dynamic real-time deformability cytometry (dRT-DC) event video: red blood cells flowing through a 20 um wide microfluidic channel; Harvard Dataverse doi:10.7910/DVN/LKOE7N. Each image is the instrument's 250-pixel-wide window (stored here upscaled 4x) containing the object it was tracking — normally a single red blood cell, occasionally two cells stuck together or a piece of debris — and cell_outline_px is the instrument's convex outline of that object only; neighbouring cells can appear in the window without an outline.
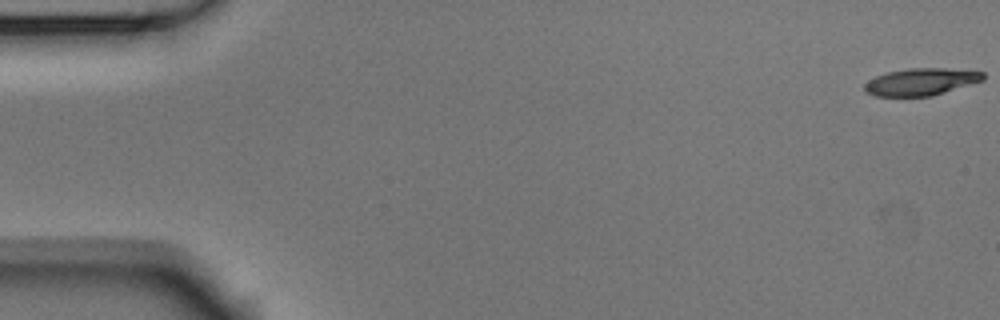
{"species": "Egyptian fruit bat (a non-hibernating species)", "species_latin": "Rousettus aegyptiacus", "temperature_condition": "room temperature", "stored_images_in_passage": 54, "camera_frame_rate_fps": 3000, "um_per_image_px": 0.085, "animal": {"sex": "male"}, "frame": {"image": 1, "passage_image": 1, "time_ms": 0.0, "image_size_px": [1000, 320], "cell_outline_px": [[984, 80], [932, 96], [876, 96], [864, 92], [864, 84], [868, 80], [876, 76], [888, 72], [908, 68], [944, 68], [984, 72]], "centroid_in_image_um": [78.26, 6.95], "position_along_channel_um": 6.7, "area_um2": 18.73}}
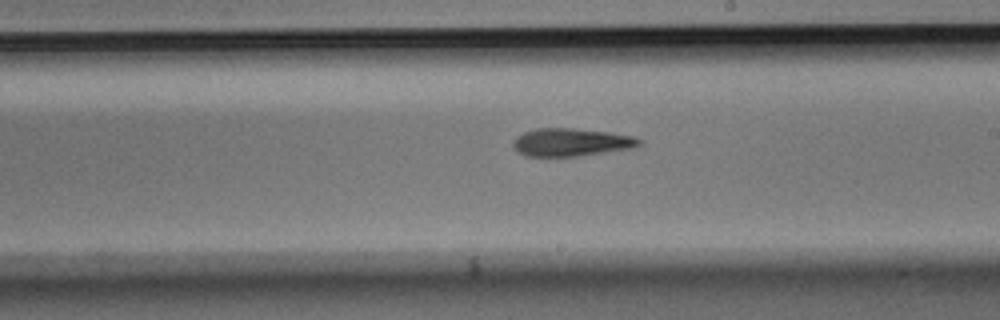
{"frame": {"image": 2, "passage_image": 31, "time_ms": 10.0, "image_size_px": [1000, 320], "cell_outline_px": [[644, 140], [640, 144], [632, 148], [580, 156], [528, 156], [516, 152], [512, 148], [512, 144], [516, 136], [524, 132], [536, 128], [572, 128], [608, 132], [636, 136]], "centroid_in_image_um": [48.54, 12.09], "position_along_channel_um": 240.5, "area_um2": 20.69}}
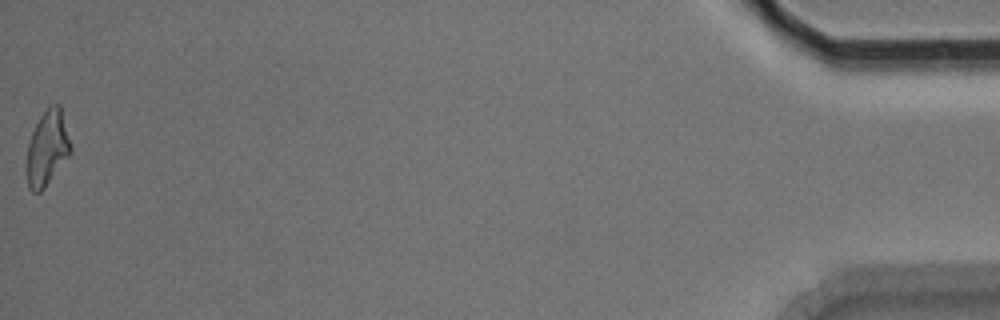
{"frame": {"image": 3, "passage_image": 54, "time_ms": 17.667, "image_size_px": [1000, 320], "cell_outline_px": [[72, 152], [44, 188], [40, 192], [32, 192], [28, 188], [24, 168], [28, 144], [32, 132], [40, 116], [52, 104], [60, 104], [72, 148]], "centroid_in_image_um": [3.99, 12.64], "position_along_channel_um": 431.2, "area_um2": 19.48}, "authors_computed_cell_mechanics": {"area_um2": 20.1144, "velocity_mm_per_s": 3.7598, "shape_relaxation_time_tau1_ms": 3.5152, "shape_relaxation_time_tau2_ms": 7.1896, "deformation_change_tau1": 0.1846, "deformation_change_tau2": 0.2114}}